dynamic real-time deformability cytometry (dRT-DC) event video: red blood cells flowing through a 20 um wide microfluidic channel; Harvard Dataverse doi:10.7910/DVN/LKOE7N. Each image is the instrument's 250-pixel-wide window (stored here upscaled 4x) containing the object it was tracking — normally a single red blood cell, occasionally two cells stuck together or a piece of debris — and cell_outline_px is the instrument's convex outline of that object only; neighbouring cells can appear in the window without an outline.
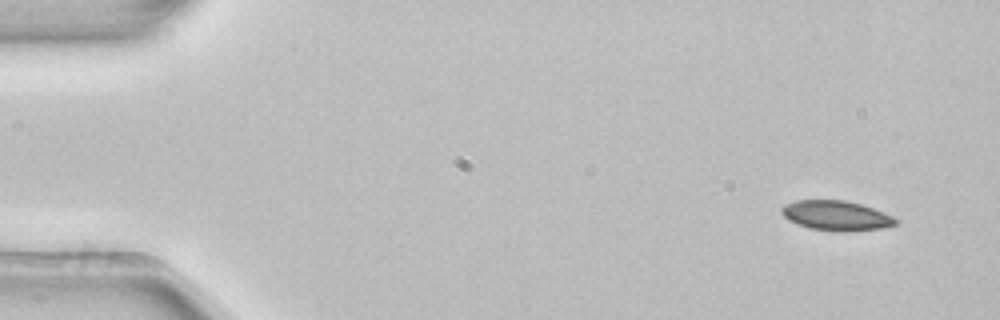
{"species": "common noctule bat (a hibernating species)", "species_latin": "Nyctalus noctula", "temperature_condition": "room temperature", "stored_images_in_passage": 3, "camera_frame_rate_fps": 3000, "um_per_image_px": 0.085, "animal": {"sex": "female", "body_mass_g": 22.7, "forearm_length_mm": 54.2}, "frame": {"image": 1, "passage_image": 1, "time_ms": 0.0, "image_size_px": [1000, 320], "cell_outline_px": [[900, 220], [896, 224], [884, 228], [808, 228], [796, 224], [788, 220], [780, 212], [780, 208], [784, 204], [796, 200], [844, 200], [860, 204], [884, 212]], "centroid_in_image_um": [71.02, 18.26], "position_along_channel_um": 14.0, "area_um2": 18.9}}
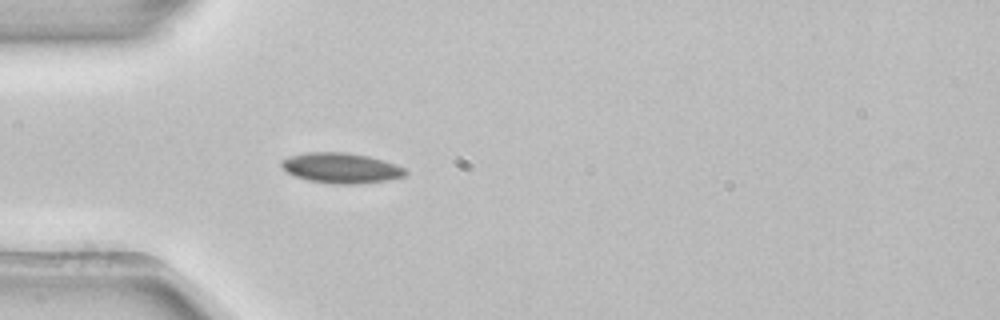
{"frame": {"image": 2, "passage_image": 3, "time_ms": 0.667, "image_size_px": [1000, 320], "cell_outline_px": [[408, 172], [404, 176], [388, 180], [360, 184], [332, 184], [308, 180], [296, 176], [288, 172], [280, 164], [280, 160], [288, 156], [308, 152], [348, 152], [368, 156], [384, 160], [396, 164], [404, 168]], "centroid_in_image_um": [29.0, 14.28], "position_along_channel_um": 56.0, "area_um2": 22.02}}